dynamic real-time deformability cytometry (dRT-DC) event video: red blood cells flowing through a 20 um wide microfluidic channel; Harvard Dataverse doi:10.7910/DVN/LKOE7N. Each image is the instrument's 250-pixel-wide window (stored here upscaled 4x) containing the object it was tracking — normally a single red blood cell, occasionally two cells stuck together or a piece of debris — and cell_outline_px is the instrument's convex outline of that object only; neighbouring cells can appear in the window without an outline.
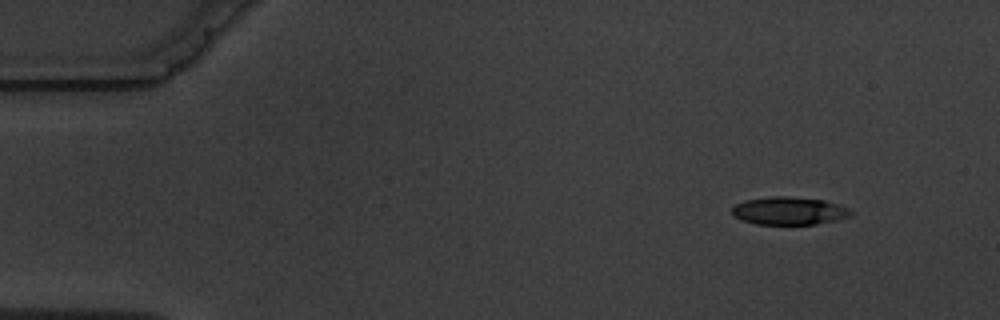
{"species": "common noctule bat (a hibernating species)", "species_latin": "Nyctalus noctula", "temperature_condition": "warm", "stored_images_in_passage": 4, "camera_frame_rate_fps": 3000, "um_per_image_px": 0.085, "animal": {"sex": "male", "body_mass_g": 19.5, "forearm_length_mm": 54.6}, "frame": {"image": 1, "passage_image": 1, "time_ms": 0.0, "image_size_px": [1000, 320], "cell_outline_px": [[852, 216], [836, 220], [816, 224], [756, 224], [732, 216], [732, 208], [736, 204], [744, 200], [768, 196], [788, 196], [824, 200], [848, 208], [852, 212]], "centroid_in_image_um": [67.05, 17.91], "position_along_channel_um": 17.9, "area_um2": 19.31}}
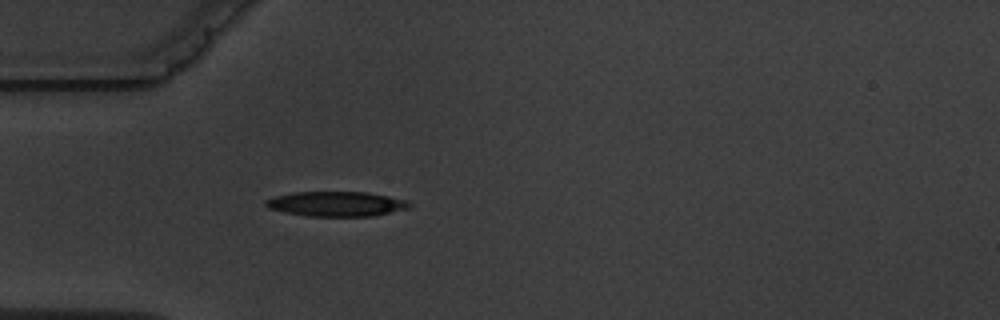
{"frame": {"image": 2, "passage_image": 4, "time_ms": 3.667, "image_size_px": [1000, 320], "cell_outline_px": [[412, 208], [372, 216], [308, 216], [284, 212], [268, 208], [264, 204], [264, 200], [276, 196], [296, 192], [368, 192], [408, 200], [412, 204]], "centroid_in_image_um": [28.63, 17.33], "position_along_channel_um": 56.4, "area_um2": 20.92}}